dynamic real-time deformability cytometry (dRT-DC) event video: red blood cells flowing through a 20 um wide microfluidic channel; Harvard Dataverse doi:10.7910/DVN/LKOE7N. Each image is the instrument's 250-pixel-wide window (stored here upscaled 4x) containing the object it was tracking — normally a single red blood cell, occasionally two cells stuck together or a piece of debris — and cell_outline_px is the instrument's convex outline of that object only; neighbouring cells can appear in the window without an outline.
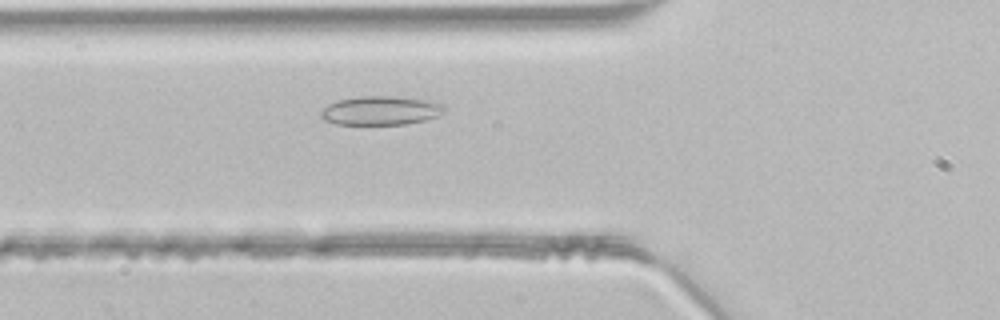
{"species": "common noctule bat (a hibernating species)", "species_latin": "Nyctalus noctula", "temperature_condition": "room temperature", "stored_images_in_passage": 43, "camera_frame_rate_fps": 3000, "um_per_image_px": 0.085, "animal": {"sex": "male", "body_mass_g": 21.5, "forearm_length_mm": 52.0}, "frame": {"image": 1, "passage_image": 12, "time_ms": 3.667, "image_size_px": [1000, 320], "cell_outline_px": [[444, 112], [436, 116], [424, 120], [404, 124], [336, 124], [324, 120], [320, 116], [320, 112], [328, 104], [336, 100], [360, 96], [392, 96], [428, 100], [440, 104], [444, 108]], "centroid_in_image_um": [32.3, 9.39], "position_along_channel_um": 93.5, "area_um2": 20.63}}
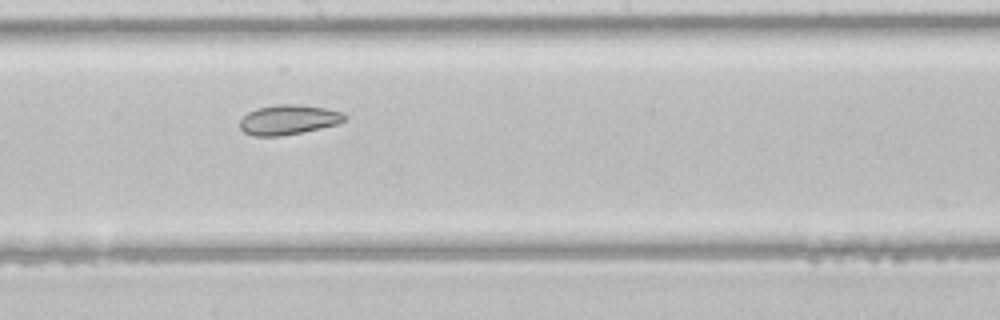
{"frame": {"image": 2, "passage_image": 21, "time_ms": 6.667, "image_size_px": [1000, 320], "cell_outline_px": [[348, 116], [344, 120], [336, 124], [320, 128], [280, 136], [252, 136], [244, 132], [240, 128], [240, 120], [248, 112], [256, 108], [276, 104], [300, 104], [324, 108], [344, 112]], "centroid_in_image_um": [24.5, 10.16], "position_along_channel_um": 223.7, "area_um2": 18.21}}
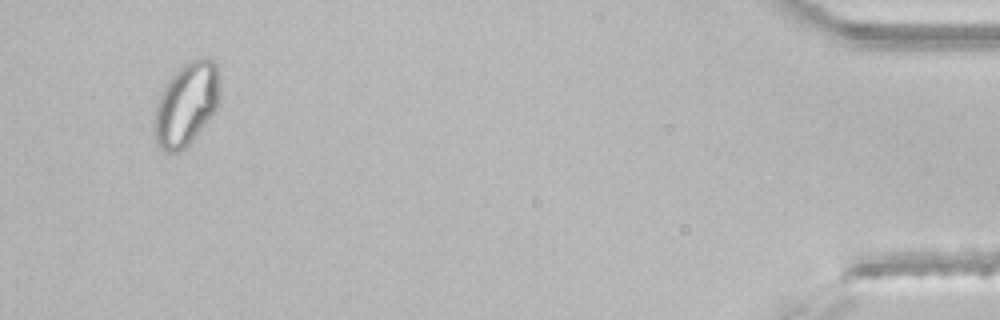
{"frame": {"image": 3, "passage_image": 40, "time_ms": 13.0, "image_size_px": [1000, 320], "cell_outline_px": [[220, 96], [216, 108], [208, 120], [188, 148], [180, 152], [168, 152], [156, 140], [152, 124], [156, 104], [168, 80], [188, 60], [200, 56], [204, 56], [212, 60], [216, 64], [220, 76]], "centroid_in_image_um": [15.86, 8.83], "position_along_channel_um": 419.3, "area_um2": 32.02}}